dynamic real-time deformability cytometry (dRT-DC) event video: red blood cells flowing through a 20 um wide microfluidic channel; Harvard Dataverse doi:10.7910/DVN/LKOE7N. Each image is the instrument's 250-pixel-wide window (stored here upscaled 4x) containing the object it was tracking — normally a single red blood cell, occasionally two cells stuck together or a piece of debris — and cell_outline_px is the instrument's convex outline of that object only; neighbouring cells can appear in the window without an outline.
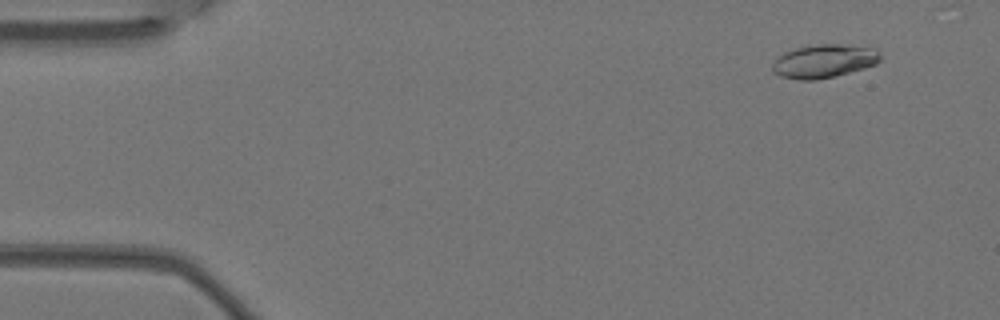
{"species": "Egyptian fruit bat (a non-hibernating species)", "species_latin": "Rousettus aegyptiacus", "temperature_condition": "warm", "stored_images_in_passage": 4, "camera_frame_rate_fps": 3000, "um_per_image_px": 0.085, "animal": {"sex": "female"}, "frame": {"image": 1, "passage_image": 2, "time_ms": 0.333, "image_size_px": [1000, 320], "cell_outline_px": [[880, 60], [876, 64], [864, 68], [816, 80], [800, 80], [780, 76], [772, 72], [772, 64], [784, 52], [796, 48], [820, 44], [840, 44], [876, 48], [880, 52]], "centroid_in_image_um": [70.04, 5.19], "position_along_channel_um": 15.0, "area_um2": 20.87}}